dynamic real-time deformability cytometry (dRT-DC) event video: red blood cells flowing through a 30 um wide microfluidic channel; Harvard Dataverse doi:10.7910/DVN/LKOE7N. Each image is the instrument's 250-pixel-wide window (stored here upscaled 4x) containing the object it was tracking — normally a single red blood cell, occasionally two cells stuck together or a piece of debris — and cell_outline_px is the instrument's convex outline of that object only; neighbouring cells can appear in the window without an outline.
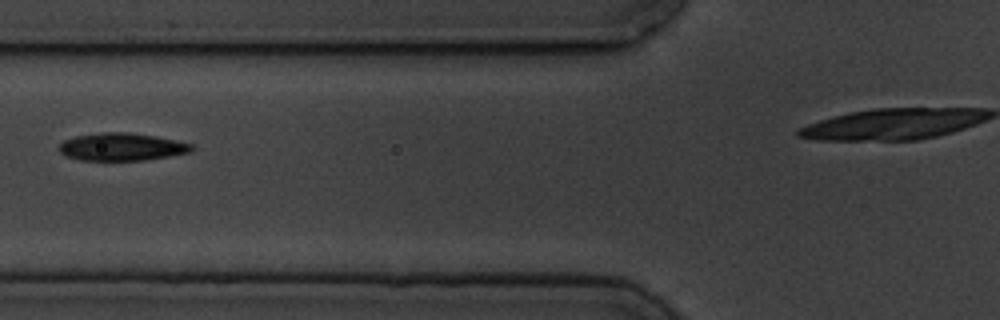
{"species": "common noctule bat (a hibernating species)", "species_latin": "Nyctalus noctula", "temperature_condition": "cold", "stored_images_in_passage": 12, "camera_frame_rate_fps": 3000, "um_per_image_px": 0.085, "animal": {"sex": "male", "body_mass_g": 19.5, "forearm_length_mm": 54.6}, "frame": {"image": 1, "passage_image": 4, "time_ms": 5.0, "image_size_px": [1000, 320], "cell_outline_px": [[196, 148], [192, 152], [144, 160], [80, 160], [68, 156], [60, 152], [56, 148], [64, 140], [76, 136], [100, 132], [132, 132], [156, 136], [176, 140], [192, 144]], "centroid_in_image_um": [10.37, 12.47], "position_along_channel_um": 115.4, "area_um2": 21.5}}
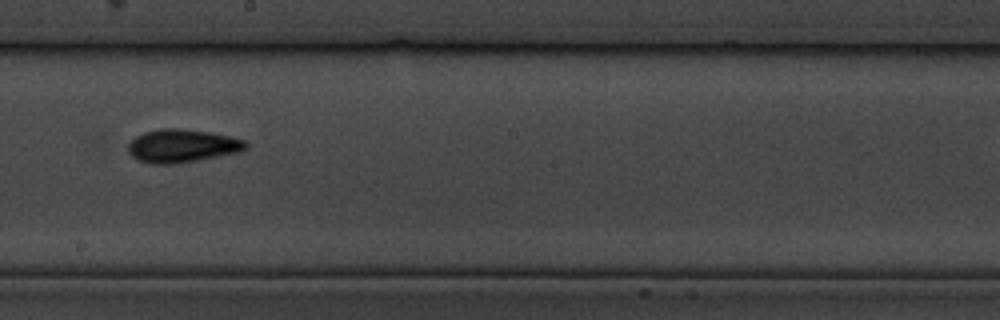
{"frame": {"image": 2, "passage_image": 7, "time_ms": 8.333, "image_size_px": [1000, 320], "cell_outline_px": [[248, 148], [240, 152], [176, 164], [152, 164], [140, 160], [132, 156], [128, 152], [128, 144], [136, 136], [144, 132], [160, 128], [180, 128], [212, 132], [244, 140], [248, 144]], "centroid_in_image_um": [15.49, 12.39], "position_along_channel_um": 232.7, "area_um2": 22.83}}
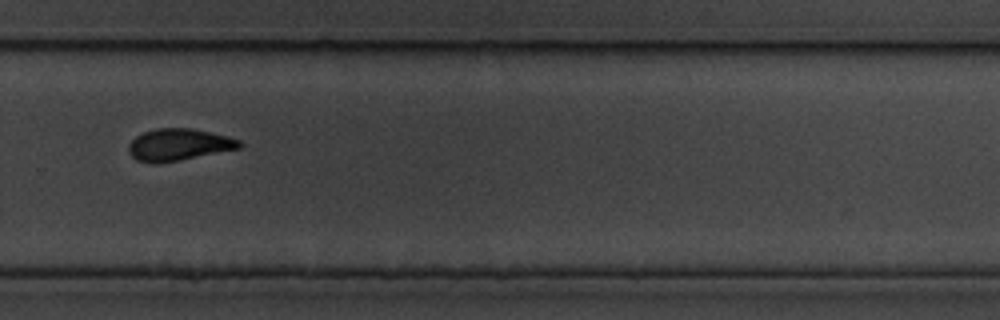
{"frame": {"image": 3, "passage_image": 9, "time_ms": 10.667, "image_size_px": [1000, 320], "cell_outline_px": [[244, 144], [240, 148], [180, 160], [156, 164], [136, 160], [128, 152], [128, 144], [136, 136], [144, 132], [156, 128], [192, 128], [228, 136], [240, 140]], "centroid_in_image_um": [15.19, 12.3], "position_along_channel_um": 314.6, "area_um2": 20.69}}